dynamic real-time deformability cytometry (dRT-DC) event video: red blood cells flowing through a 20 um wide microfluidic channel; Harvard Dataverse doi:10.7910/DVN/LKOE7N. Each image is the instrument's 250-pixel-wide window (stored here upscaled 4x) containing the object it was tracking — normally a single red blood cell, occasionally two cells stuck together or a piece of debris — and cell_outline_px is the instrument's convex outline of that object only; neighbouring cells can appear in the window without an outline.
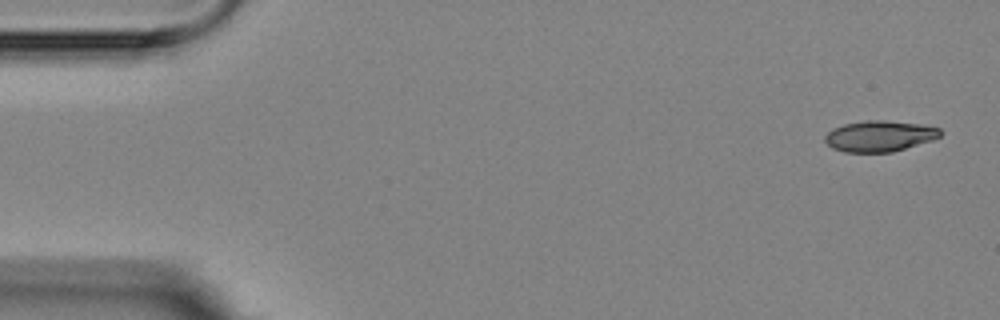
{"species": "Egyptian fruit bat (a non-hibernating species)", "species_latin": "Rousettus aegyptiacus", "temperature_condition": "room temperature", "stored_images_in_passage": 5, "camera_frame_rate_fps": 3000, "um_per_image_px": 0.085, "animal": {"sex": "female"}, "frame": {"image": 1, "passage_image": 1, "time_ms": 0.0, "image_size_px": [1000, 320], "cell_outline_px": [[940, 136], [932, 140], [892, 152], [844, 152], [832, 148], [824, 140], [824, 136], [832, 128], [844, 124], [864, 120], [884, 120], [920, 124], [940, 128]], "centroid_in_image_um": [74.72, 11.56], "position_along_channel_um": 10.3, "area_um2": 20.75}}
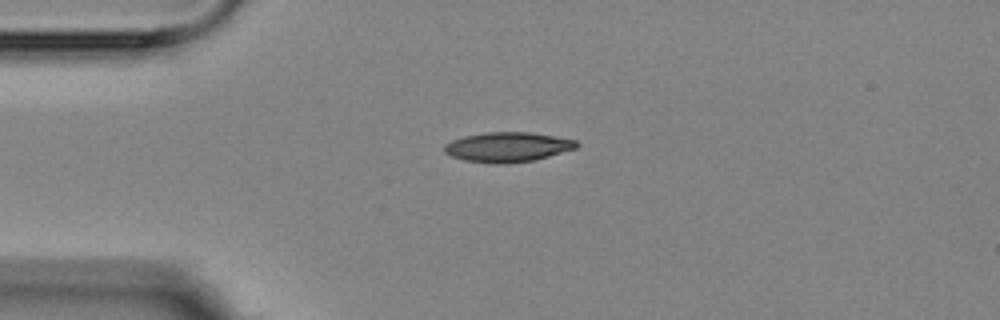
{"frame": {"image": 2, "passage_image": 4, "time_ms": 3.667, "image_size_px": [1000, 320], "cell_outline_px": [[580, 144], [576, 148], [548, 156], [532, 160], [500, 164], [492, 164], [464, 160], [452, 156], [444, 152], [444, 144], [452, 140], [464, 136], [484, 132], [532, 132], [576, 140]], "centroid_in_image_um": [43.12, 12.49], "position_along_channel_um": 41.9, "area_um2": 22.89}}